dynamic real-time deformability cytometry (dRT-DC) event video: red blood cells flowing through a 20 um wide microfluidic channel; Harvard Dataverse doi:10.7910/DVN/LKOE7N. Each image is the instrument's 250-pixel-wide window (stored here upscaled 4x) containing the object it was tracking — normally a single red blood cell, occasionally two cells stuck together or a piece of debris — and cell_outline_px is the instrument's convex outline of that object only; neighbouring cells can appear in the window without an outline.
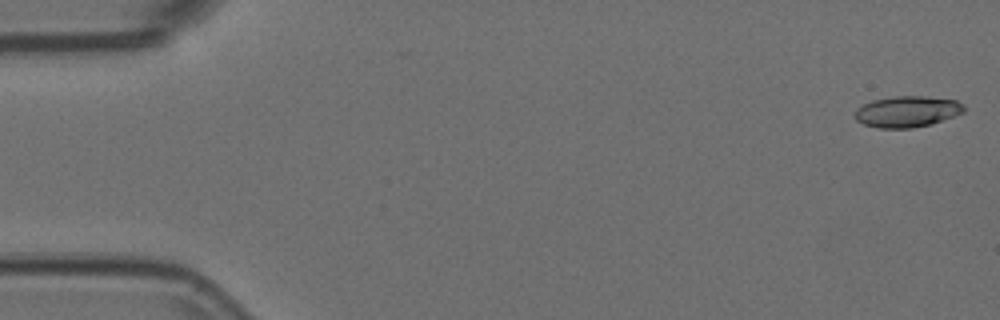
{"species": "Egyptian fruit bat (a non-hibernating species)", "species_latin": "Rousettus aegyptiacus", "temperature_condition": "room temperature", "stored_images_in_passage": 8, "camera_frame_rate_fps": 3000, "um_per_image_px": 0.085, "animal": {"sex": "female"}, "frame": {"image": 1, "passage_image": 1, "time_ms": 0.0, "image_size_px": [1000, 320], "cell_outline_px": [[964, 112], [932, 124], [912, 128], [876, 128], [864, 124], [856, 120], [856, 108], [872, 100], [896, 96], [928, 96], [956, 100], [964, 104]], "centroid_in_image_um": [77.12, 9.48], "position_along_channel_um": 7.9, "area_um2": 19.83}}
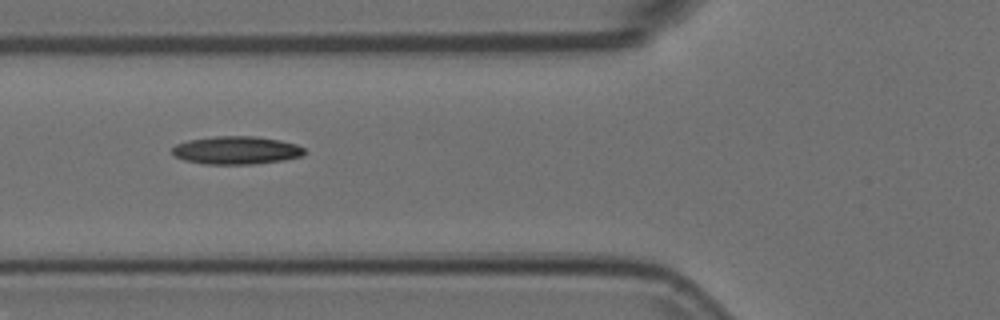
{"frame": {"image": 2, "passage_image": 6, "time_ms": 1.667, "image_size_px": [1000, 320], "cell_outline_px": [[308, 152], [304, 156], [284, 160], [252, 164], [204, 164], [184, 160], [176, 156], [172, 152], [172, 148], [176, 144], [188, 140], [216, 136], [256, 136], [280, 140], [296, 144], [304, 148]], "centroid_in_image_um": [20.14, 12.77], "position_along_channel_um": 105.7, "area_um2": 21.73}}
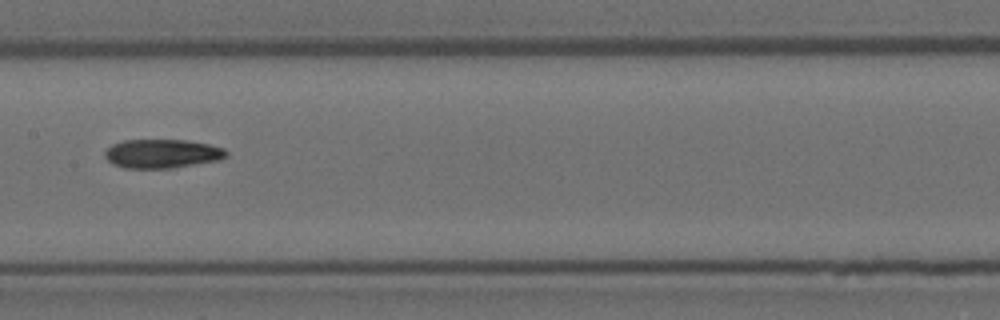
{"frame": {"image": 3, "passage_image": 8, "time_ms": 2.333, "image_size_px": [1000, 320], "cell_outline_px": [[228, 156], [220, 160], [172, 168], [124, 168], [112, 164], [104, 156], [104, 152], [112, 144], [124, 140], [188, 140], [208, 144], [224, 148], [228, 152]], "centroid_in_image_um": [13.79, 13.06], "position_along_channel_um": 193.6, "area_um2": 20.58}}